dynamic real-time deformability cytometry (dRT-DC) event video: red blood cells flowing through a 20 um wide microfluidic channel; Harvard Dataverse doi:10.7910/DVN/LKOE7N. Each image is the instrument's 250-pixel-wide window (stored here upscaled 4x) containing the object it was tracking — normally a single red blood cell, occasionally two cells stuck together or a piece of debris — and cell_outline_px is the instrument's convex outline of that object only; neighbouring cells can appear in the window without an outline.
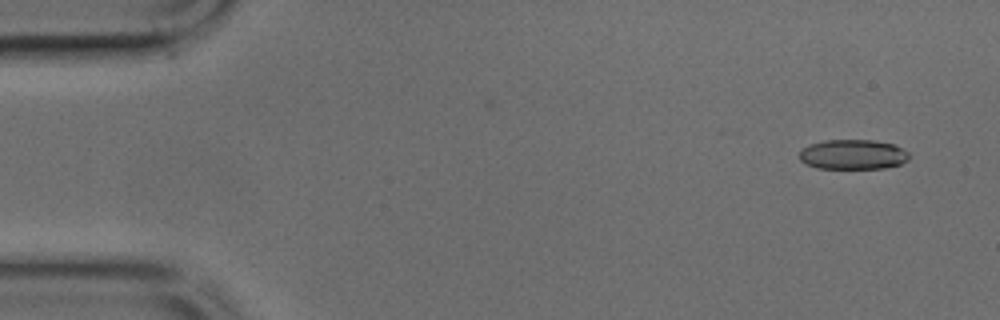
{"species": "common noctule bat (a hibernating species)", "species_latin": "Nyctalus noctula", "temperature_condition": "cold", "stored_images_in_passage": 41, "camera_frame_rate_fps": 3000, "um_per_image_px": 0.085, "animal": {"sex": "male", "body_mass_g": 17.9, "forearm_length_mm": 54.2}, "frame": {"image": 1, "passage_image": 2, "time_ms": 0.333, "image_size_px": [1000, 320], "cell_outline_px": [[912, 156], [908, 160], [900, 164], [884, 168], [816, 168], [804, 164], [800, 160], [800, 148], [808, 144], [824, 140], [872, 140], [892, 144], [908, 152]], "centroid_in_image_um": [72.46, 13.13], "position_along_channel_um": 12.5, "area_um2": 19.25}}
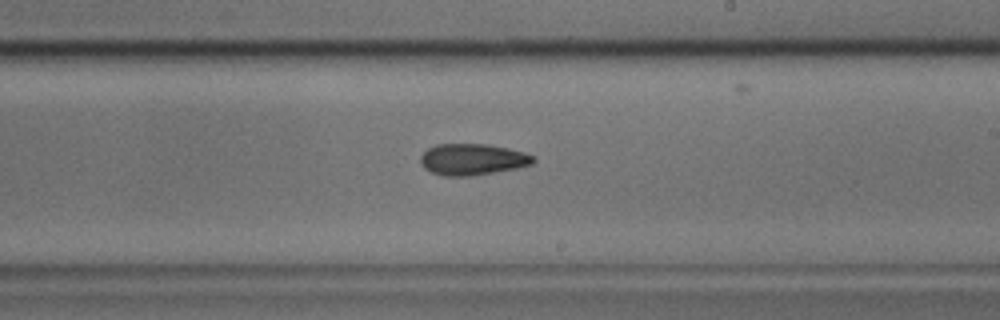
{"frame": {"image": 2, "passage_image": 27, "time_ms": 8.667, "image_size_px": [1000, 320], "cell_outline_px": [[536, 160], [532, 164], [516, 168], [472, 176], [444, 176], [432, 172], [424, 168], [420, 160], [420, 156], [428, 148], [436, 144], [484, 144], [508, 148], [524, 152], [536, 156]], "centroid_in_image_um": [40.17, 13.55], "position_along_channel_um": 248.8, "area_um2": 20.63}}
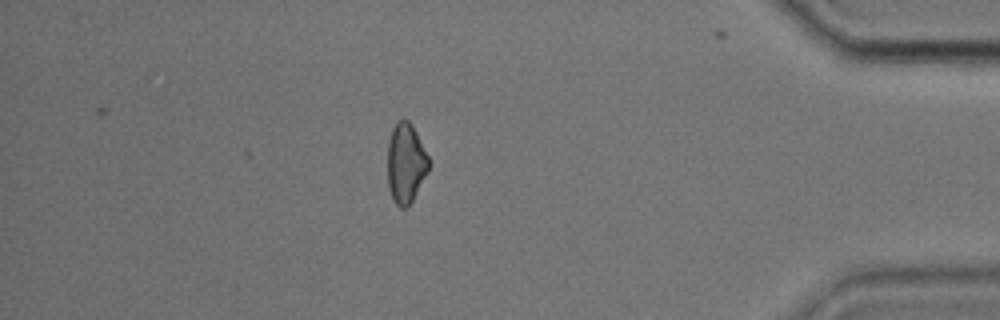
{"frame": {"image": 3, "passage_image": 41, "time_ms": 13.333, "image_size_px": [1000, 320], "cell_outline_px": [[428, 172], [408, 208], [400, 208], [396, 204], [388, 188], [388, 140], [392, 128], [396, 120], [408, 120], [412, 124], [428, 156]], "centroid_in_image_um": [34.48, 13.87], "position_along_channel_um": 400.7, "area_um2": 19.19}}